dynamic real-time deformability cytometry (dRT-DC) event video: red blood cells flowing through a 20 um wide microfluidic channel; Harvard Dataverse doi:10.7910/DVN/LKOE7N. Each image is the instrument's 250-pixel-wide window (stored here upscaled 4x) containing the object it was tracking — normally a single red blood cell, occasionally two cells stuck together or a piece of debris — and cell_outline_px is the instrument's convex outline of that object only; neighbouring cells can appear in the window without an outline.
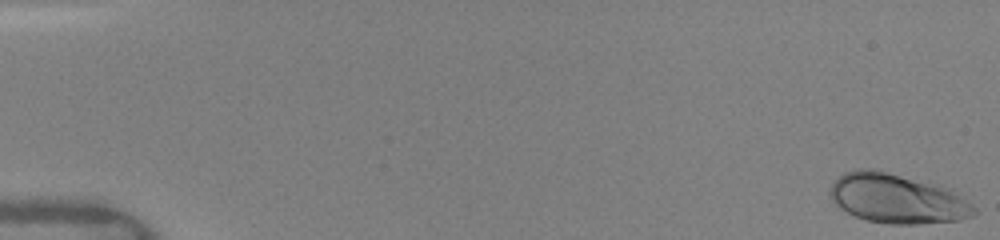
{"species": "human", "species_latin": "Homo sapiens", "temperature_condition": "warm", "stored_images_in_passage": 56, "camera_frame_rate_fps": 3000, "um_per_image_px": 0.085, "donor": {"sex": "female"}, "frame": {"image": 1, "passage_image": 1, "time_ms": 0.0, "image_size_px": [1000, 240], "cell_outline_px": [[976, 212], [972, 216], [960, 220], [916, 224], [888, 224], [868, 220], [856, 216], [840, 208], [828, 196], [828, 192], [832, 184], [844, 172], [856, 168], [876, 168], [940, 184], [972, 204], [976, 208]], "centroid_in_image_um": [76.23, 16.85], "position_along_channel_um": 8.8, "area_um2": 41.91}}
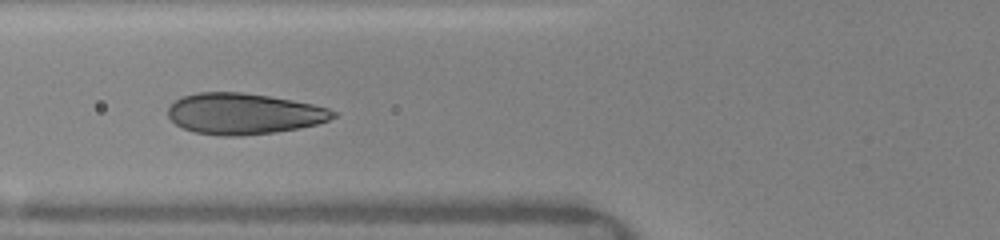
{"frame": {"image": 2, "passage_image": 19, "time_ms": 6.333, "image_size_px": [1000, 240], "cell_outline_px": [[340, 112], [336, 116], [328, 120], [316, 124], [300, 128], [272, 132], [240, 136], [220, 136], [196, 132], [184, 128], [176, 124], [168, 116], [168, 108], [180, 96], [196, 92], [240, 92], [268, 96], [292, 100], [312, 104], [328, 108]], "centroid_in_image_um": [20.72, 9.66], "position_along_channel_um": 105.1, "area_um2": 39.42}}
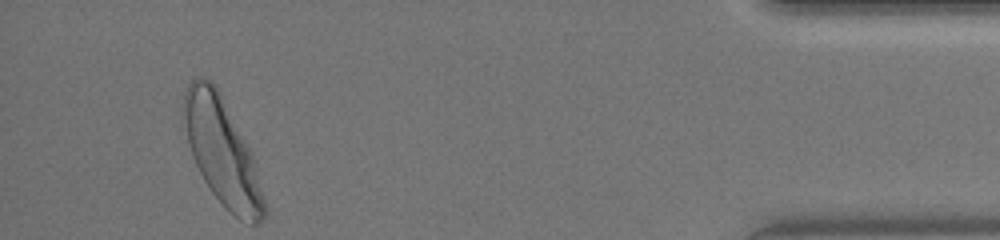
{"frame": {"image": 3, "passage_image": 54, "time_ms": 15.333, "image_size_px": [1000, 240], "cell_outline_px": [[264, 216], [260, 224], [252, 224], [240, 220], [224, 208], [212, 192], [204, 180], [192, 156], [180, 116], [184, 92], [188, 84], [196, 76], [204, 76], [216, 84], [252, 152], [264, 200]], "centroid_in_image_um": [18.83, 12.83], "position_along_channel_um": 416.4, "area_um2": 50.29}, "authors_computed_cell_mechanics": {"area_um2": 39.4485, "velocity_mm_per_s": 4.0966, "shape_relaxation_time_tau1_ms": 2.7806, "shape_relaxation_time_tau2_ms": null, "deformation_change_tau1": 0.1491, "deformation_change_tau2": null}}